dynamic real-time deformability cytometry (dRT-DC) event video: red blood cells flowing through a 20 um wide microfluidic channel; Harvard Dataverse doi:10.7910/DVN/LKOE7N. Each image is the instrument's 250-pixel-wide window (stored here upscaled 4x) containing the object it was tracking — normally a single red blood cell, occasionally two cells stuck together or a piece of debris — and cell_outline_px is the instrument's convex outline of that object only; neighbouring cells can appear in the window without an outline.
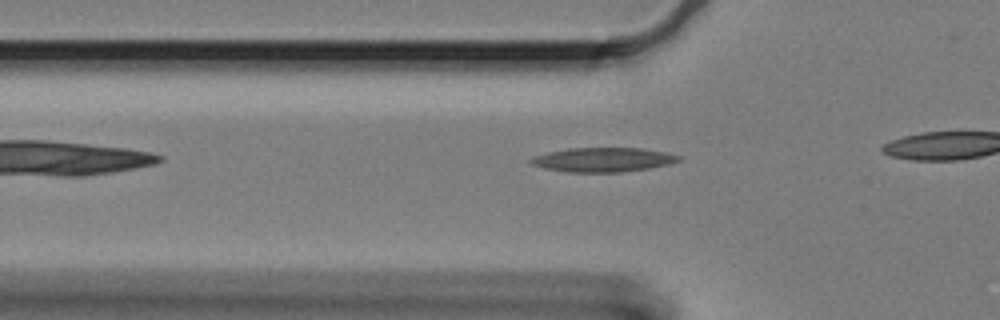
{"species": "Egyptian fruit bat (a non-hibernating species)", "species_latin": "Rousettus aegyptiacus", "temperature_condition": "cold", "stored_images_in_passage": 31, "camera_frame_rate_fps": 3000, "um_per_image_px": 0.085, "animal": {"sex": "female"}, "frame": {"image": 1, "passage_image": 2, "time_ms": 0.333, "image_size_px": [1000, 320], "cell_outline_px": [[684, 156], [680, 160], [668, 164], [648, 168], [620, 172], [568, 172], [544, 168], [532, 164], [528, 160], [532, 156], [548, 152], [568, 148], [644, 148]], "centroid_in_image_um": [51.25, 13.57], "position_along_channel_um": 74.6, "area_um2": 20.92}}
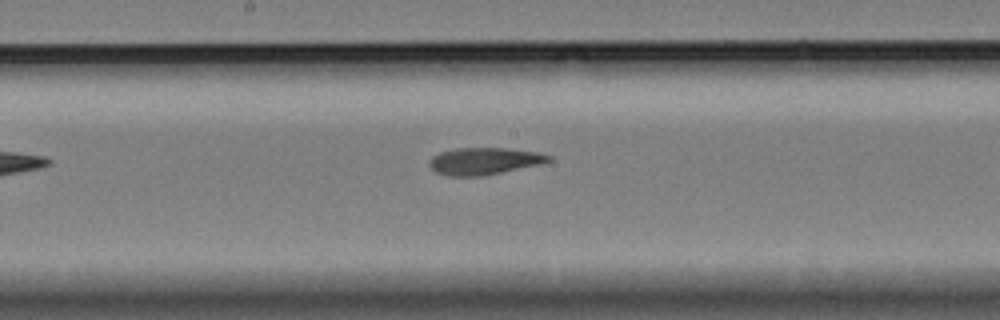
{"frame": {"image": 2, "passage_image": 14, "time_ms": 4.333, "image_size_px": [1000, 320], "cell_outline_px": [[552, 160], [544, 164], [484, 176], [448, 176], [436, 172], [428, 164], [428, 160], [432, 156], [440, 152], [456, 148], [504, 148], [540, 152], [552, 156]], "centroid_in_image_um": [41.2, 13.7], "position_along_channel_um": 207.0, "area_um2": 19.13}}
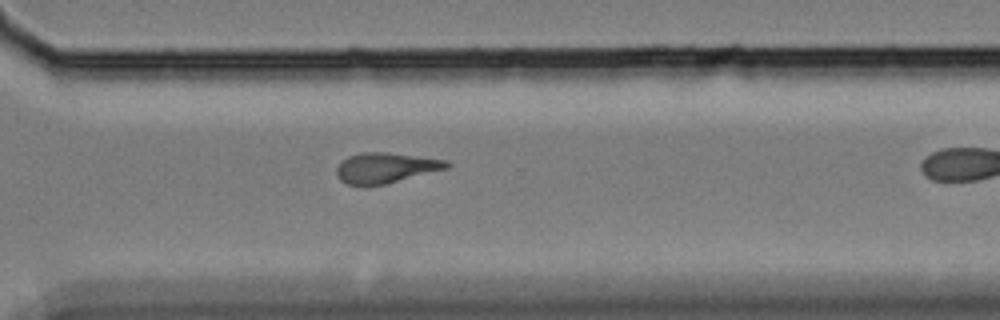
{"frame": {"image": 3, "passage_image": 26, "time_ms": 8.333, "image_size_px": [1000, 320], "cell_outline_px": [[452, 164], [448, 168], [384, 184], [348, 184], [340, 180], [336, 176], [336, 168], [348, 156], [360, 152], [388, 152], [448, 160]], "centroid_in_image_um": [32.8, 14.24], "position_along_channel_um": 337.8, "area_um2": 19.25}}